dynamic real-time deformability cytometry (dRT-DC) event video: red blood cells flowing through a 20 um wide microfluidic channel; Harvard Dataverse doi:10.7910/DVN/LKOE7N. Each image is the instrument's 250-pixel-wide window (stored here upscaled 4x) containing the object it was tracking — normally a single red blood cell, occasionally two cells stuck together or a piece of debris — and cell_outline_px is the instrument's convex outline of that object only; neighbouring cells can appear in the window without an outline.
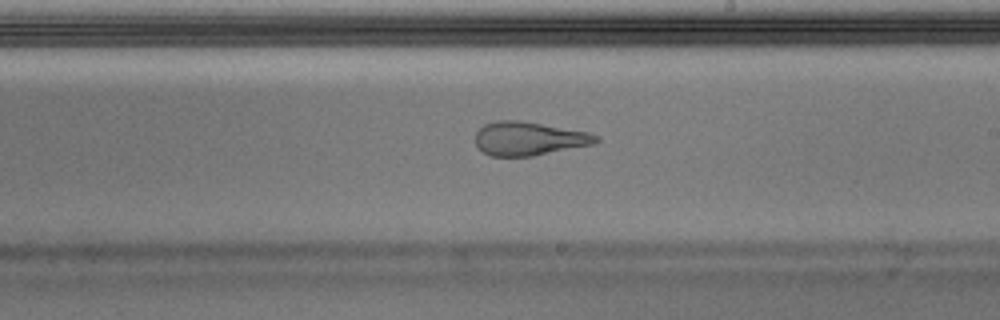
{"species": "Egyptian fruit bat (a non-hibernating species)", "species_latin": "Rousettus aegyptiacus", "temperature_condition": "warm", "stored_images_in_passage": 51, "camera_frame_rate_fps": 3000, "um_per_image_px": 0.085, "animal": {"sex": "male"}, "frame": {"image": 1, "passage_image": 30, "time_ms": 9.667, "image_size_px": [1000, 320], "cell_outline_px": [[600, 140], [596, 144], [532, 156], [492, 156], [484, 152], [476, 144], [476, 132], [484, 124], [496, 120], [520, 120], [588, 132], [600, 136]], "centroid_in_image_um": [44.99, 11.77], "position_along_channel_um": 244.0, "area_um2": 23.7}, "authors_computed_cell_mechanics": {"area_um2": 25.0852, "velocity_mm_per_s": 4.0051, "shape_relaxation_time_tau1_ms": null, "shape_relaxation_time_tau2_ms": 1.3637, "deformation_change_tau1": null, "deformation_change_tau2": 0.1024}}